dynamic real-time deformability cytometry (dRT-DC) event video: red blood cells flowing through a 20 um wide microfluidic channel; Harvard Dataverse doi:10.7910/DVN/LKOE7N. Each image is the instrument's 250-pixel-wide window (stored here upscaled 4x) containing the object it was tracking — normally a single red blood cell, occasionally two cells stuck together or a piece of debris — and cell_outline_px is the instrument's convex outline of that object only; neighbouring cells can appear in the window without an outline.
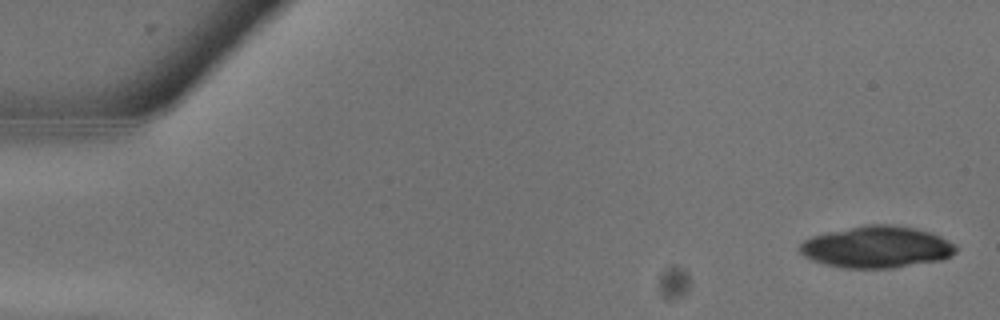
{"species": "common noctule bat (a hibernating species)", "species_latin": "Nyctalus noctula", "temperature_condition": "warm", "stored_images_in_passage": 10, "camera_frame_rate_fps": 3000, "um_per_image_px": 0.085, "animal": {"sex": "male", "body_mass_g": 13.3}, "frame": {"image": 1, "passage_image": 1, "time_ms": 0.0, "image_size_px": [1000, 320], "cell_outline_px": [[960, 248], [952, 256], [940, 260], [892, 268], [840, 268], [824, 264], [812, 260], [804, 256], [796, 248], [804, 240], [812, 236], [828, 232], [864, 224], [892, 224], [916, 228], [932, 232], [956, 244]], "centroid_in_image_um": [74.53, 20.99], "position_along_channel_um": 10.5, "area_um2": 38.44}}